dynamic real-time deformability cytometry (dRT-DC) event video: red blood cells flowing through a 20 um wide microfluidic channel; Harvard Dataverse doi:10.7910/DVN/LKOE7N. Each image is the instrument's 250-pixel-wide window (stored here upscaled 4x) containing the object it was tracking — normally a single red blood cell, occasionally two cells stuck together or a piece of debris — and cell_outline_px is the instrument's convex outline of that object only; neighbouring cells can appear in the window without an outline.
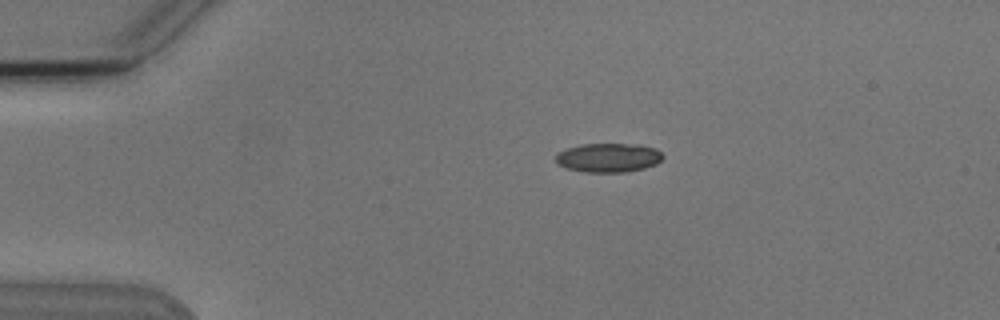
{"species": "Egyptian fruit bat (a non-hibernating species)", "species_latin": "Rousettus aegyptiacus", "temperature_condition": "cold", "stored_images_in_passage": 3, "camera_frame_rate_fps": 3000, "um_per_image_px": 0.085, "animal": {"sex": "male"}, "frame": {"image": 1, "passage_image": 1, "time_ms": 0.0, "image_size_px": [1000, 320], "cell_outline_px": [[664, 156], [656, 164], [644, 168], [624, 172], [584, 172], [568, 168], [556, 164], [556, 156], [560, 152], [568, 148], [580, 144], [640, 144], [656, 148]], "centroid_in_image_um": [51.73, 13.4], "position_along_channel_um": 33.3, "area_um2": 18.09}}
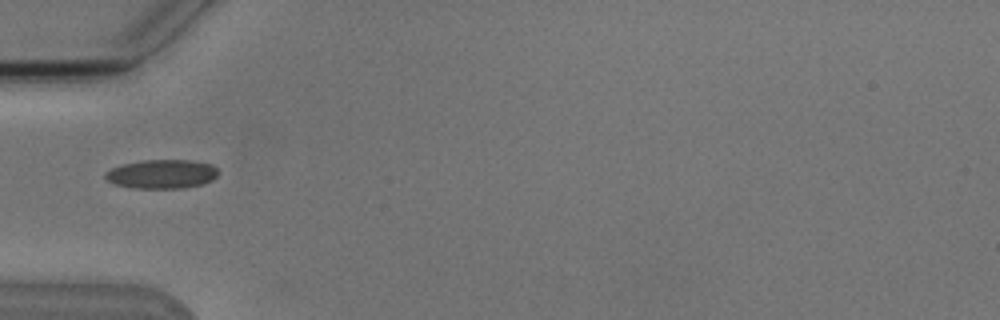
{"frame": {"image": 2, "passage_image": 3, "time_ms": 2.333, "image_size_px": [1000, 320], "cell_outline_px": [[220, 172], [212, 180], [204, 184], [184, 188], [132, 188], [112, 184], [104, 176], [104, 172], [120, 164], [140, 160], [188, 160], [212, 164]], "centroid_in_image_um": [13.73, 14.79], "position_along_channel_um": 71.3, "area_um2": 19.36}}